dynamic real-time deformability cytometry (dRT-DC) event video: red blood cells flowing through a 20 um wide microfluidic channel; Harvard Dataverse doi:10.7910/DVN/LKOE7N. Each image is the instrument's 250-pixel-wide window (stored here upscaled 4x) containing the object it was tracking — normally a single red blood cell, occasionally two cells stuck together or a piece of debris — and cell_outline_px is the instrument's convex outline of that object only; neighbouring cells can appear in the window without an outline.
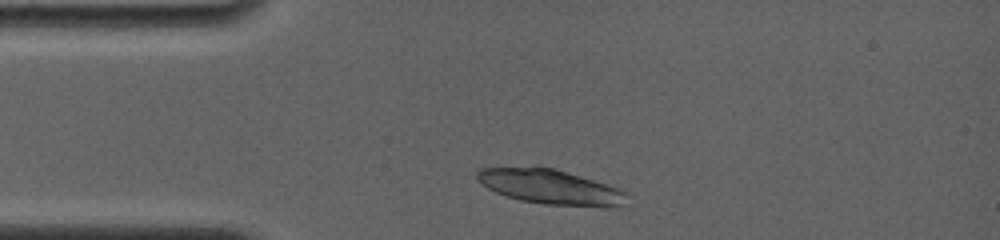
{"species": "common noctule bat (a hibernating species)", "species_latin": "Nyctalus noctula", "temperature_condition": "room temperature", "stored_images_in_passage": 2, "camera_frame_rate_fps": 4000, "um_per_image_px": 0.085, "animal": {"sex": "female", "body_mass_g": 19.0, "forearm_length_mm": 56.7}, "frame": {"image": 1, "passage_image": 1, "time_ms": 0.0, "image_size_px": [1000, 240], "cell_outline_px": [[624, 192], [620, 204], [616, 208], [608, 208], [544, 204], [520, 200], [496, 192], [480, 184], [476, 180], [476, 172], [480, 168], [536, 164], [568, 172], [608, 184], [620, 188]], "centroid_in_image_um": [46.68, 15.85], "position_along_channel_um": 38.3, "area_um2": 30.98}}